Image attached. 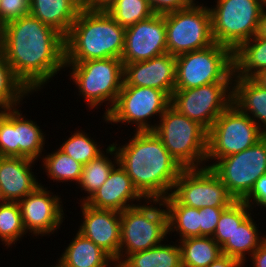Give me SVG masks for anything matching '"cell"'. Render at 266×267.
Segmentation results:
<instances>
[{"label":"cell","mask_w":266,"mask_h":267,"mask_svg":"<svg viewBox=\"0 0 266 267\" xmlns=\"http://www.w3.org/2000/svg\"><path fill=\"white\" fill-rule=\"evenodd\" d=\"M0 50L31 93L65 68L64 36L31 14L1 27Z\"/></svg>","instance_id":"cell-1"},{"label":"cell","mask_w":266,"mask_h":267,"mask_svg":"<svg viewBox=\"0 0 266 267\" xmlns=\"http://www.w3.org/2000/svg\"><path fill=\"white\" fill-rule=\"evenodd\" d=\"M113 145L118 163L145 199L162 200L172 193L184 168L153 131H135L128 143L118 146L115 142Z\"/></svg>","instance_id":"cell-2"},{"label":"cell","mask_w":266,"mask_h":267,"mask_svg":"<svg viewBox=\"0 0 266 267\" xmlns=\"http://www.w3.org/2000/svg\"><path fill=\"white\" fill-rule=\"evenodd\" d=\"M125 30L106 10L81 9L64 37L65 63L121 59Z\"/></svg>","instance_id":"cell-3"},{"label":"cell","mask_w":266,"mask_h":267,"mask_svg":"<svg viewBox=\"0 0 266 267\" xmlns=\"http://www.w3.org/2000/svg\"><path fill=\"white\" fill-rule=\"evenodd\" d=\"M154 125L155 135L183 168L206 166L208 131L202 125L188 119L171 105Z\"/></svg>","instance_id":"cell-4"},{"label":"cell","mask_w":266,"mask_h":267,"mask_svg":"<svg viewBox=\"0 0 266 267\" xmlns=\"http://www.w3.org/2000/svg\"><path fill=\"white\" fill-rule=\"evenodd\" d=\"M145 202L147 205L138 204L120 212V249L115 263L120 264L124 257L134 252L153 248L167 237V211L163 201L146 199ZM161 206L164 209H160Z\"/></svg>","instance_id":"cell-5"},{"label":"cell","mask_w":266,"mask_h":267,"mask_svg":"<svg viewBox=\"0 0 266 267\" xmlns=\"http://www.w3.org/2000/svg\"><path fill=\"white\" fill-rule=\"evenodd\" d=\"M67 67H71L70 79L77 85L78 95L85 98L89 109H98L97 107L105 101L109 104L102 116L105 117L116 103L124 82V65L121 59L106 58L65 63V68Z\"/></svg>","instance_id":"cell-6"},{"label":"cell","mask_w":266,"mask_h":267,"mask_svg":"<svg viewBox=\"0 0 266 267\" xmlns=\"http://www.w3.org/2000/svg\"><path fill=\"white\" fill-rule=\"evenodd\" d=\"M233 51L211 46L176 56L175 89H191L218 82H233Z\"/></svg>","instance_id":"cell-7"},{"label":"cell","mask_w":266,"mask_h":267,"mask_svg":"<svg viewBox=\"0 0 266 267\" xmlns=\"http://www.w3.org/2000/svg\"><path fill=\"white\" fill-rule=\"evenodd\" d=\"M210 7L214 42L233 52L257 33L264 6L258 0H216Z\"/></svg>","instance_id":"cell-8"},{"label":"cell","mask_w":266,"mask_h":267,"mask_svg":"<svg viewBox=\"0 0 266 267\" xmlns=\"http://www.w3.org/2000/svg\"><path fill=\"white\" fill-rule=\"evenodd\" d=\"M265 135L248 115L231 103L208 131L206 163L242 152Z\"/></svg>","instance_id":"cell-9"},{"label":"cell","mask_w":266,"mask_h":267,"mask_svg":"<svg viewBox=\"0 0 266 267\" xmlns=\"http://www.w3.org/2000/svg\"><path fill=\"white\" fill-rule=\"evenodd\" d=\"M198 4L165 14L167 53L178 56L215 43L209 7Z\"/></svg>","instance_id":"cell-10"},{"label":"cell","mask_w":266,"mask_h":267,"mask_svg":"<svg viewBox=\"0 0 266 267\" xmlns=\"http://www.w3.org/2000/svg\"><path fill=\"white\" fill-rule=\"evenodd\" d=\"M170 103L171 98L159 89L122 86L116 103L103 120L111 125L134 124V132L153 131L155 125L150 124L151 117L156 115L160 119Z\"/></svg>","instance_id":"cell-11"},{"label":"cell","mask_w":266,"mask_h":267,"mask_svg":"<svg viewBox=\"0 0 266 267\" xmlns=\"http://www.w3.org/2000/svg\"><path fill=\"white\" fill-rule=\"evenodd\" d=\"M221 179L235 200H243L256 180L266 174V135L242 152L207 164Z\"/></svg>","instance_id":"cell-12"},{"label":"cell","mask_w":266,"mask_h":267,"mask_svg":"<svg viewBox=\"0 0 266 267\" xmlns=\"http://www.w3.org/2000/svg\"><path fill=\"white\" fill-rule=\"evenodd\" d=\"M232 100L233 82H218L191 89H174L170 105L209 131Z\"/></svg>","instance_id":"cell-13"},{"label":"cell","mask_w":266,"mask_h":267,"mask_svg":"<svg viewBox=\"0 0 266 267\" xmlns=\"http://www.w3.org/2000/svg\"><path fill=\"white\" fill-rule=\"evenodd\" d=\"M181 204L192 208L228 207L235 198L210 167L184 168L171 193Z\"/></svg>","instance_id":"cell-14"},{"label":"cell","mask_w":266,"mask_h":267,"mask_svg":"<svg viewBox=\"0 0 266 267\" xmlns=\"http://www.w3.org/2000/svg\"><path fill=\"white\" fill-rule=\"evenodd\" d=\"M17 108L0 110V156L36 161L43 154L45 135L36 122L24 119Z\"/></svg>","instance_id":"cell-15"},{"label":"cell","mask_w":266,"mask_h":267,"mask_svg":"<svg viewBox=\"0 0 266 267\" xmlns=\"http://www.w3.org/2000/svg\"><path fill=\"white\" fill-rule=\"evenodd\" d=\"M18 204L24 228L33 236L52 235L65 220L61 197L47 191L41 183L33 192L19 200Z\"/></svg>","instance_id":"cell-16"},{"label":"cell","mask_w":266,"mask_h":267,"mask_svg":"<svg viewBox=\"0 0 266 267\" xmlns=\"http://www.w3.org/2000/svg\"><path fill=\"white\" fill-rule=\"evenodd\" d=\"M167 53L165 14H154L125 30L123 64L149 60Z\"/></svg>","instance_id":"cell-17"},{"label":"cell","mask_w":266,"mask_h":267,"mask_svg":"<svg viewBox=\"0 0 266 267\" xmlns=\"http://www.w3.org/2000/svg\"><path fill=\"white\" fill-rule=\"evenodd\" d=\"M123 65L122 86L156 88L171 98L176 83V56L165 53L149 60Z\"/></svg>","instance_id":"cell-18"},{"label":"cell","mask_w":266,"mask_h":267,"mask_svg":"<svg viewBox=\"0 0 266 267\" xmlns=\"http://www.w3.org/2000/svg\"><path fill=\"white\" fill-rule=\"evenodd\" d=\"M83 221L78 232L101 247L114 260L120 249V212L96 209L81 203Z\"/></svg>","instance_id":"cell-19"},{"label":"cell","mask_w":266,"mask_h":267,"mask_svg":"<svg viewBox=\"0 0 266 267\" xmlns=\"http://www.w3.org/2000/svg\"><path fill=\"white\" fill-rule=\"evenodd\" d=\"M117 167V168H116ZM146 200L134 187L131 178L118 163L104 184L85 202L96 209L114 210L122 212L125 209L138 205L133 201Z\"/></svg>","instance_id":"cell-20"},{"label":"cell","mask_w":266,"mask_h":267,"mask_svg":"<svg viewBox=\"0 0 266 267\" xmlns=\"http://www.w3.org/2000/svg\"><path fill=\"white\" fill-rule=\"evenodd\" d=\"M34 163L28 158L0 156V191L4 201L18 202L40 185L31 169Z\"/></svg>","instance_id":"cell-21"},{"label":"cell","mask_w":266,"mask_h":267,"mask_svg":"<svg viewBox=\"0 0 266 267\" xmlns=\"http://www.w3.org/2000/svg\"><path fill=\"white\" fill-rule=\"evenodd\" d=\"M80 11V0H32L29 3V14L51 26L64 37Z\"/></svg>","instance_id":"cell-22"},{"label":"cell","mask_w":266,"mask_h":267,"mask_svg":"<svg viewBox=\"0 0 266 267\" xmlns=\"http://www.w3.org/2000/svg\"><path fill=\"white\" fill-rule=\"evenodd\" d=\"M232 103L248 115L266 134V89L264 87L253 78L233 77Z\"/></svg>","instance_id":"cell-23"},{"label":"cell","mask_w":266,"mask_h":267,"mask_svg":"<svg viewBox=\"0 0 266 267\" xmlns=\"http://www.w3.org/2000/svg\"><path fill=\"white\" fill-rule=\"evenodd\" d=\"M67 246L60 256L67 267H111L115 264L107 252L78 231Z\"/></svg>","instance_id":"cell-24"},{"label":"cell","mask_w":266,"mask_h":267,"mask_svg":"<svg viewBox=\"0 0 266 267\" xmlns=\"http://www.w3.org/2000/svg\"><path fill=\"white\" fill-rule=\"evenodd\" d=\"M234 77L254 78L266 69V38L254 35L233 52Z\"/></svg>","instance_id":"cell-25"},{"label":"cell","mask_w":266,"mask_h":267,"mask_svg":"<svg viewBox=\"0 0 266 267\" xmlns=\"http://www.w3.org/2000/svg\"><path fill=\"white\" fill-rule=\"evenodd\" d=\"M162 201L167 211L168 235L176 231L179 240L200 236V208L183 205L172 194Z\"/></svg>","instance_id":"cell-26"},{"label":"cell","mask_w":266,"mask_h":267,"mask_svg":"<svg viewBox=\"0 0 266 267\" xmlns=\"http://www.w3.org/2000/svg\"><path fill=\"white\" fill-rule=\"evenodd\" d=\"M250 214L238 227L232 236L221 247L223 255L235 258L245 264L246 253L251 257L252 253L266 240V236H260L256 222Z\"/></svg>","instance_id":"cell-27"},{"label":"cell","mask_w":266,"mask_h":267,"mask_svg":"<svg viewBox=\"0 0 266 267\" xmlns=\"http://www.w3.org/2000/svg\"><path fill=\"white\" fill-rule=\"evenodd\" d=\"M105 151L106 154L108 153V155H114V158L112 157L114 161H112L108 155L106 156V154L103 152L88 164L83 165L78 186L81 188V190L85 191L84 193H87L88 195L83 196L84 198L80 199L81 203H85L98 190V188L104 184L112 169L118 164L115 146L113 144H109Z\"/></svg>","instance_id":"cell-28"},{"label":"cell","mask_w":266,"mask_h":267,"mask_svg":"<svg viewBox=\"0 0 266 267\" xmlns=\"http://www.w3.org/2000/svg\"><path fill=\"white\" fill-rule=\"evenodd\" d=\"M122 267H182L178 244H159L148 250L129 254L120 263Z\"/></svg>","instance_id":"cell-29"},{"label":"cell","mask_w":266,"mask_h":267,"mask_svg":"<svg viewBox=\"0 0 266 267\" xmlns=\"http://www.w3.org/2000/svg\"><path fill=\"white\" fill-rule=\"evenodd\" d=\"M179 241L182 267H208L223 255L221 247L209 236L189 237Z\"/></svg>","instance_id":"cell-30"},{"label":"cell","mask_w":266,"mask_h":267,"mask_svg":"<svg viewBox=\"0 0 266 267\" xmlns=\"http://www.w3.org/2000/svg\"><path fill=\"white\" fill-rule=\"evenodd\" d=\"M31 92L14 75L0 50V110L15 108Z\"/></svg>","instance_id":"cell-31"},{"label":"cell","mask_w":266,"mask_h":267,"mask_svg":"<svg viewBox=\"0 0 266 267\" xmlns=\"http://www.w3.org/2000/svg\"><path fill=\"white\" fill-rule=\"evenodd\" d=\"M43 169L47 177L58 182H79L83 165L62 152L59 148L45 155Z\"/></svg>","instance_id":"cell-32"},{"label":"cell","mask_w":266,"mask_h":267,"mask_svg":"<svg viewBox=\"0 0 266 267\" xmlns=\"http://www.w3.org/2000/svg\"><path fill=\"white\" fill-rule=\"evenodd\" d=\"M106 11L124 28L154 15L148 0H115Z\"/></svg>","instance_id":"cell-33"},{"label":"cell","mask_w":266,"mask_h":267,"mask_svg":"<svg viewBox=\"0 0 266 267\" xmlns=\"http://www.w3.org/2000/svg\"><path fill=\"white\" fill-rule=\"evenodd\" d=\"M251 207L243 200H236L225 208L219 218L212 238L222 247L238 227L251 213Z\"/></svg>","instance_id":"cell-34"},{"label":"cell","mask_w":266,"mask_h":267,"mask_svg":"<svg viewBox=\"0 0 266 267\" xmlns=\"http://www.w3.org/2000/svg\"><path fill=\"white\" fill-rule=\"evenodd\" d=\"M26 230L23 225L18 202L5 201L0 204V239L7 247L16 244Z\"/></svg>","instance_id":"cell-35"},{"label":"cell","mask_w":266,"mask_h":267,"mask_svg":"<svg viewBox=\"0 0 266 267\" xmlns=\"http://www.w3.org/2000/svg\"><path fill=\"white\" fill-rule=\"evenodd\" d=\"M90 137V138H89ZM83 130L74 131L73 135L63 142L59 149L82 165L88 164L103 152L101 145Z\"/></svg>","instance_id":"cell-36"},{"label":"cell","mask_w":266,"mask_h":267,"mask_svg":"<svg viewBox=\"0 0 266 267\" xmlns=\"http://www.w3.org/2000/svg\"><path fill=\"white\" fill-rule=\"evenodd\" d=\"M29 14L26 0H0V27Z\"/></svg>","instance_id":"cell-37"},{"label":"cell","mask_w":266,"mask_h":267,"mask_svg":"<svg viewBox=\"0 0 266 267\" xmlns=\"http://www.w3.org/2000/svg\"><path fill=\"white\" fill-rule=\"evenodd\" d=\"M227 207L200 208V236L212 237L222 211Z\"/></svg>","instance_id":"cell-38"},{"label":"cell","mask_w":266,"mask_h":267,"mask_svg":"<svg viewBox=\"0 0 266 267\" xmlns=\"http://www.w3.org/2000/svg\"><path fill=\"white\" fill-rule=\"evenodd\" d=\"M154 14H167L193 5L194 0H148Z\"/></svg>","instance_id":"cell-39"},{"label":"cell","mask_w":266,"mask_h":267,"mask_svg":"<svg viewBox=\"0 0 266 267\" xmlns=\"http://www.w3.org/2000/svg\"><path fill=\"white\" fill-rule=\"evenodd\" d=\"M243 201L248 204L251 209L256 206L266 208V174L260 176L256 180L251 192L243 199Z\"/></svg>","instance_id":"cell-40"},{"label":"cell","mask_w":266,"mask_h":267,"mask_svg":"<svg viewBox=\"0 0 266 267\" xmlns=\"http://www.w3.org/2000/svg\"><path fill=\"white\" fill-rule=\"evenodd\" d=\"M115 0H80L81 9L106 10Z\"/></svg>","instance_id":"cell-41"},{"label":"cell","mask_w":266,"mask_h":267,"mask_svg":"<svg viewBox=\"0 0 266 267\" xmlns=\"http://www.w3.org/2000/svg\"><path fill=\"white\" fill-rule=\"evenodd\" d=\"M250 258L253 267H266V240L252 253Z\"/></svg>","instance_id":"cell-42"},{"label":"cell","mask_w":266,"mask_h":267,"mask_svg":"<svg viewBox=\"0 0 266 267\" xmlns=\"http://www.w3.org/2000/svg\"><path fill=\"white\" fill-rule=\"evenodd\" d=\"M244 264L235 258L226 255L220 256L216 261L212 262L208 267H244Z\"/></svg>","instance_id":"cell-43"},{"label":"cell","mask_w":266,"mask_h":267,"mask_svg":"<svg viewBox=\"0 0 266 267\" xmlns=\"http://www.w3.org/2000/svg\"><path fill=\"white\" fill-rule=\"evenodd\" d=\"M266 7L263 8L261 15H260V21L258 23V29L256 36L266 38Z\"/></svg>","instance_id":"cell-44"},{"label":"cell","mask_w":266,"mask_h":267,"mask_svg":"<svg viewBox=\"0 0 266 267\" xmlns=\"http://www.w3.org/2000/svg\"><path fill=\"white\" fill-rule=\"evenodd\" d=\"M253 79L266 89V69L257 74Z\"/></svg>","instance_id":"cell-45"},{"label":"cell","mask_w":266,"mask_h":267,"mask_svg":"<svg viewBox=\"0 0 266 267\" xmlns=\"http://www.w3.org/2000/svg\"><path fill=\"white\" fill-rule=\"evenodd\" d=\"M51 267V266H50ZM52 267H67L61 259H58V262L55 266Z\"/></svg>","instance_id":"cell-46"},{"label":"cell","mask_w":266,"mask_h":267,"mask_svg":"<svg viewBox=\"0 0 266 267\" xmlns=\"http://www.w3.org/2000/svg\"><path fill=\"white\" fill-rule=\"evenodd\" d=\"M264 7H266V0H258Z\"/></svg>","instance_id":"cell-47"},{"label":"cell","mask_w":266,"mask_h":267,"mask_svg":"<svg viewBox=\"0 0 266 267\" xmlns=\"http://www.w3.org/2000/svg\"><path fill=\"white\" fill-rule=\"evenodd\" d=\"M5 201H4V199H3V197H2V194H1V191H0V204H2V203H4Z\"/></svg>","instance_id":"cell-48"},{"label":"cell","mask_w":266,"mask_h":267,"mask_svg":"<svg viewBox=\"0 0 266 267\" xmlns=\"http://www.w3.org/2000/svg\"><path fill=\"white\" fill-rule=\"evenodd\" d=\"M112 267H122V266L118 263H115L114 266H112Z\"/></svg>","instance_id":"cell-49"}]
</instances>
